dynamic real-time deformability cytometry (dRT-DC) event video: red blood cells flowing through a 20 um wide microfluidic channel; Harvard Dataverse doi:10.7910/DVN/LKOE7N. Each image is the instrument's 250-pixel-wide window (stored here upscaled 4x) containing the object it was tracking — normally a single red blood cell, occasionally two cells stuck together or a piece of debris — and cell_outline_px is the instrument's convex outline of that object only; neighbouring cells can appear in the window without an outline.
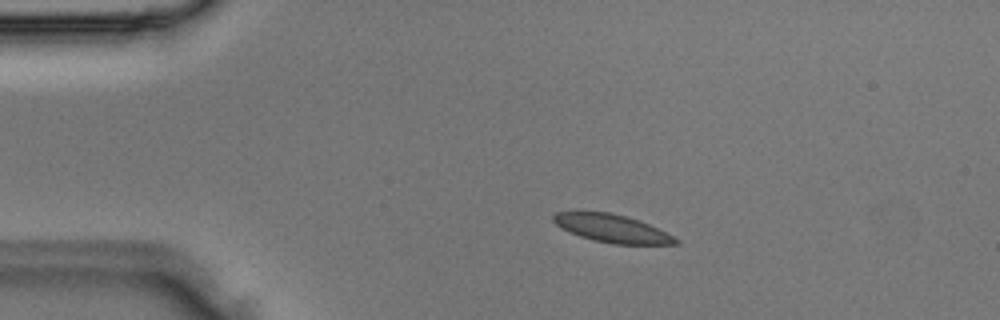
{"species": "Egyptian fruit bat (a non-hibernating species)", "species_latin": "Rousettus aegyptiacus", "temperature_condition": "room temperature", "stored_images_in_passage": 3, "camera_frame_rate_fps": 3000, "um_per_image_px": 0.085, "animal": {"sex": "male"}, "frame": {"image": 1, "passage_image": 2, "time_ms": 0.333, "image_size_px": [1000, 320], "cell_outline_px": [[680, 244], [612, 244], [592, 240], [580, 236], [556, 224], [552, 220], [552, 216], [556, 212], [608, 212], [624, 216], [648, 224], [680, 240]], "centroid_in_image_um": [52.02, 19.43], "position_along_channel_um": 33.0, "area_um2": 19.42}}